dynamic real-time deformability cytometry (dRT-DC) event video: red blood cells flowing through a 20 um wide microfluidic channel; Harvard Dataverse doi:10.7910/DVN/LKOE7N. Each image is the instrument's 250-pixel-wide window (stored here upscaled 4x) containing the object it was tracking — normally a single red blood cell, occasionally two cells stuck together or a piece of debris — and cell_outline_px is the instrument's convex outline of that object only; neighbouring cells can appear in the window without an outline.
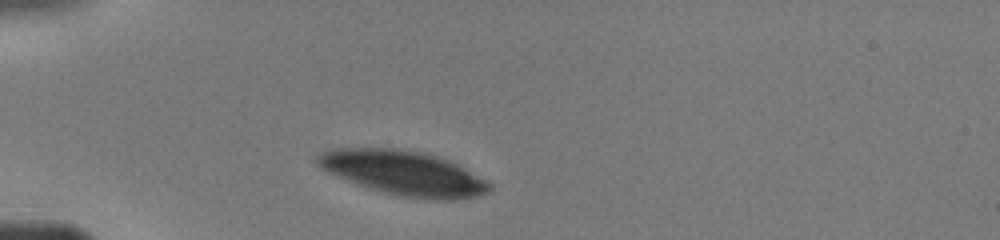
{"species": "human", "species_latin": "Homo sapiens", "temperature_condition": "warm", "stored_images_in_passage": 11, "camera_frame_rate_fps": 3000, "um_per_image_px": 0.085, "donor": {"sex": "male"}, "frame": {"image": 1, "passage_image": 1, "time_ms": 0.0, "image_size_px": [1000, 240], "cell_outline_px": [[492, 188], [488, 192], [476, 196], [452, 200], [428, 200], [396, 196], [380, 192], [368, 188], [336, 176], [320, 168], [316, 164], [316, 156], [320, 152], [332, 148], [396, 148], [420, 152], [436, 156], [448, 160], [456, 164], [492, 184]], "centroid_in_image_um": [34.25, 14.72], "position_along_channel_um": 50.8, "area_um2": 44.74}}
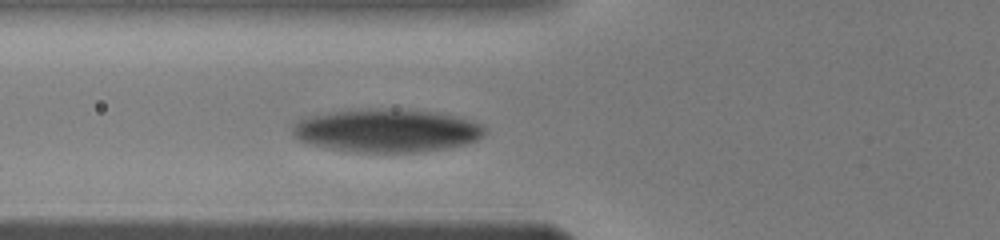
{"frame": {"image": 2, "passage_image": 9, "time_ms": 1.667, "image_size_px": [1000, 240], "cell_outline_px": [[484, 136], [476, 140], [464, 144], [444, 148], [416, 152], [356, 152], [328, 148], [312, 144], [300, 140], [292, 132], [292, 124], [300, 120], [312, 116], [336, 112], [368, 108], [396, 108], [436, 112], [468, 120], [480, 124], [484, 128]], "centroid_in_image_um": [32.87, 11.09], "position_along_channel_um": 92.9, "area_um2": 47.86}}